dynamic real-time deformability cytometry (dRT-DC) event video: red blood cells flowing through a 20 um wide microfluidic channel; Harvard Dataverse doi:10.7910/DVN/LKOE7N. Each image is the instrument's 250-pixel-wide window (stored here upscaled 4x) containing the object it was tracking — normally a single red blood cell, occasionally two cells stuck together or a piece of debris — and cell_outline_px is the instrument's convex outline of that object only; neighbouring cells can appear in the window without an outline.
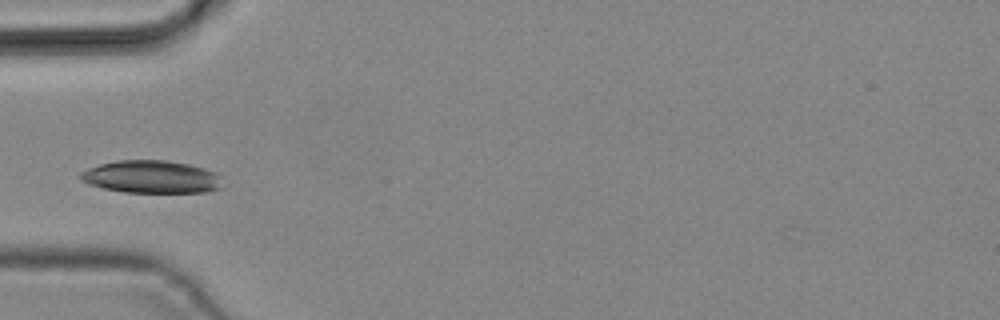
{"species": "common noctule bat (a hibernating species)", "species_latin": "Nyctalus noctula", "temperature_condition": "cold", "stored_images_in_passage": 4, "camera_frame_rate_fps": 3000, "um_per_image_px": 0.085, "animal": {"sex": "male", "body_mass_g": 19.2, "forearm_length_mm": 51.8}, "frame": {"image": 1, "passage_image": 4, "time_ms": 1.0, "image_size_px": [1000, 320], "cell_outline_px": [[220, 188], [208, 192], [124, 192], [104, 188], [88, 184], [80, 180], [80, 172], [88, 168], [100, 164], [116, 160], [168, 160], [188, 164], [204, 168], [220, 176]], "centroid_in_image_um": [12.83, 15.03], "position_along_channel_um": 72.2, "area_um2": 26.93}}